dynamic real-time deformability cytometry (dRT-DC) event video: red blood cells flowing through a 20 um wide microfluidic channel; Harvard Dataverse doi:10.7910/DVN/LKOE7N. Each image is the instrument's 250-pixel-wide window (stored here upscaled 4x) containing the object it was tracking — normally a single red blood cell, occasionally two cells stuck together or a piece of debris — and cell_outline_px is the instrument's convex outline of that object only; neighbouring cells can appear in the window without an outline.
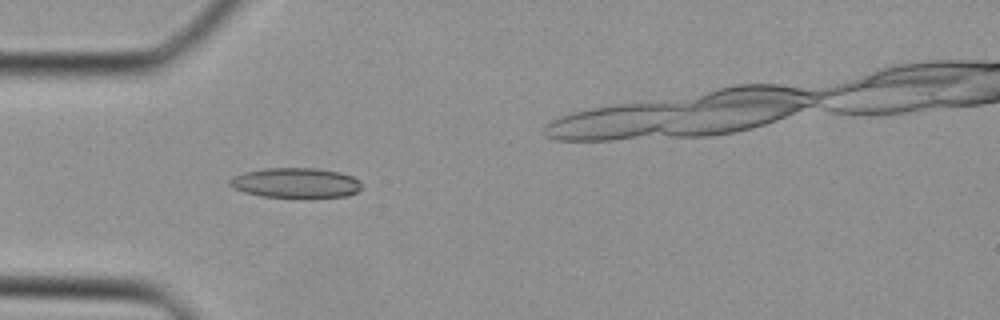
{"species": "Egyptian fruit bat (a non-hibernating species)", "species_latin": "Rousettus aegyptiacus", "temperature_condition": "cold", "stored_images_in_passage": 27, "camera_frame_rate_fps": 3000, "um_per_image_px": 0.085, "animal": {"sex": "female"}, "frame": {"image": 1, "passage_image": 5, "time_ms": 1.333, "image_size_px": [1000, 320], "cell_outline_px": [[360, 188], [356, 192], [348, 196], [304, 200], [260, 196], [244, 192], [228, 184], [228, 180], [232, 176], [244, 172], [264, 168], [316, 168], [340, 172], [352, 176], [360, 180]], "centroid_in_image_um": [25.15, 15.58], "position_along_channel_um": 59.9, "area_um2": 23.99}}
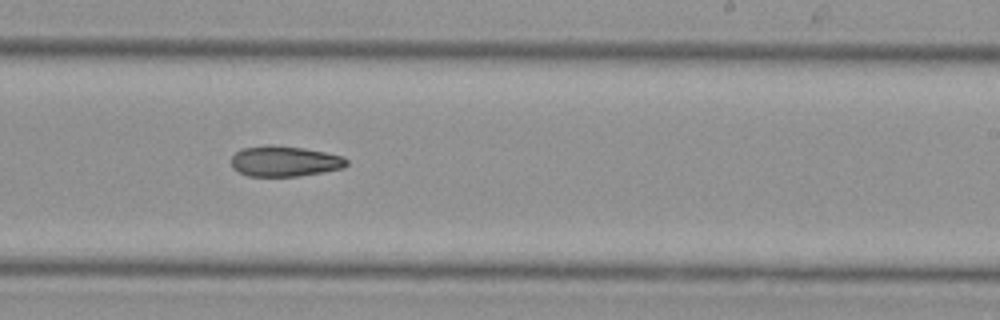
{"frame": {"image": 2, "passage_image": 17, "time_ms": 5.333, "image_size_px": [1000, 320], "cell_outline_px": [[348, 164], [344, 168], [296, 176], [248, 176], [232, 168], [232, 156], [240, 148], [268, 144], [272, 144], [304, 148], [344, 156], [348, 160]], "centroid_in_image_um": [24.18, 13.69], "position_along_channel_um": 264.8, "area_um2": 20.63}}
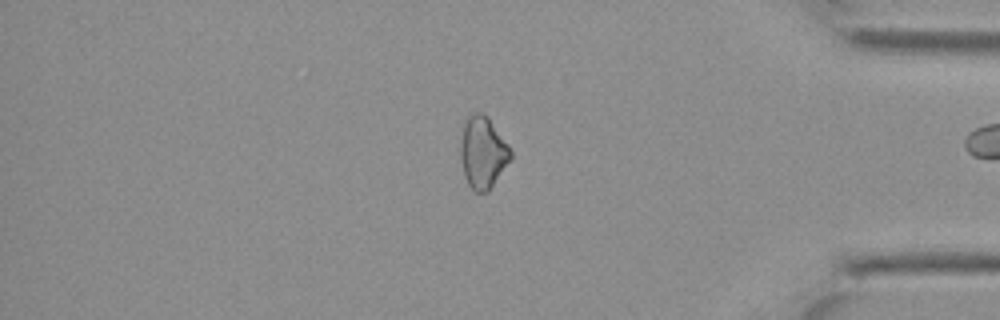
{"frame": {"image": 3, "passage_image": 26, "time_ms": 8.333, "image_size_px": [1000, 320], "cell_outline_px": [[512, 156], [488, 192], [476, 192], [468, 184], [464, 176], [460, 160], [460, 144], [464, 124], [468, 116], [472, 112], [480, 112], [488, 116], [508, 144], [512, 152]], "centroid_in_image_um": [41.02, 12.94], "position_along_channel_um": 394.2, "area_um2": 20.98}}